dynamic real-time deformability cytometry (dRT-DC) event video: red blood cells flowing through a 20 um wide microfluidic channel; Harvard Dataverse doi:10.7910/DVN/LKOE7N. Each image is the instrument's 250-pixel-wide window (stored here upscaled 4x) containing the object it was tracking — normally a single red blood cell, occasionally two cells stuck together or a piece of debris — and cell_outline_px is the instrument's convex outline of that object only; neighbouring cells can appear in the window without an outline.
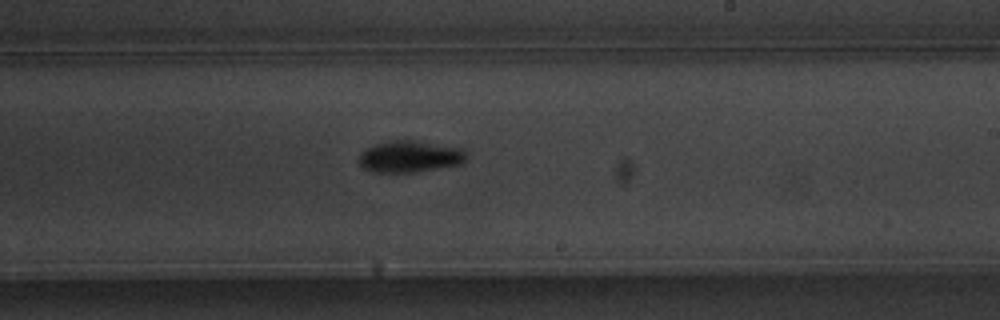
{"species": "common noctule bat (a hibernating species)", "species_latin": "Nyctalus noctula", "temperature_condition": "warm", "stored_images_in_passage": 38, "camera_frame_rate_fps": 3000, "um_per_image_px": 0.085, "animal": {"sex": "male", "body_mass_g": 20.1, "forearm_length_mm": 53.5}, "frame": {"image": 1, "passage_image": 16, "time_ms": 5.0, "image_size_px": [1000, 320], "cell_outline_px": [[468, 152], [464, 160], [460, 164], [416, 172], [372, 172], [364, 168], [360, 164], [360, 152], [376, 144], [388, 140], [416, 140], [460, 148]], "centroid_in_image_um": [34.83, 13.3], "position_along_channel_um": 254.2, "area_um2": 19.71}}
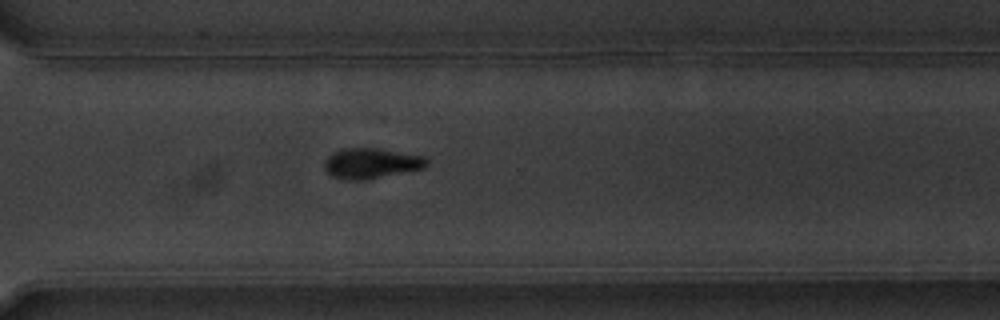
{"frame": {"image": 2, "passage_image": 23, "time_ms": 7.333, "image_size_px": [1000, 320], "cell_outline_px": [[428, 164], [424, 168], [368, 180], [348, 180], [332, 176], [324, 168], [324, 160], [332, 152], [344, 148], [380, 148], [424, 156], [428, 160]], "centroid_in_image_um": [31.55, 13.88], "position_along_channel_um": 339.0, "area_um2": 18.32}}
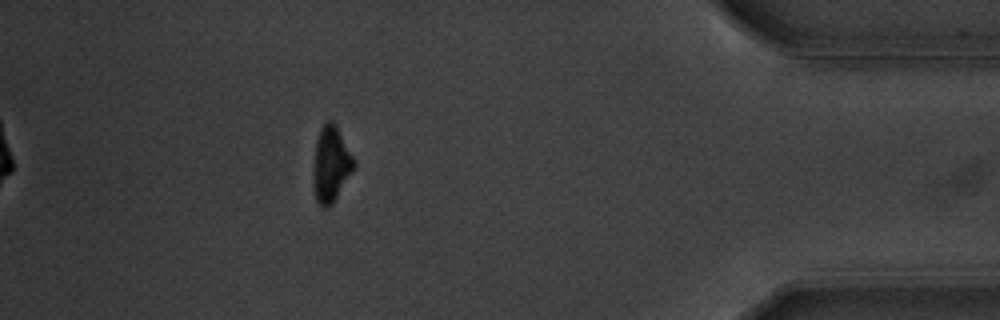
{"frame": {"image": 3, "passage_image": 32, "time_ms": 10.333, "image_size_px": [1000, 320], "cell_outline_px": [[356, 168], [332, 204], [328, 208], [324, 208], [316, 200], [312, 184], [312, 176], [316, 140], [320, 128], [328, 120], [332, 120], [336, 124], [356, 160]], "centroid_in_image_um": [28.15, 13.96], "position_along_channel_um": 407.1, "area_um2": 18.44}, "authors_computed_cell_mechanics": {"area_um2": 18.5538, "velocity_mm_per_s": 3.6475, "shape_relaxation_time_tau1_ms": 1.6484, "shape_relaxation_time_tau2_ms": null, "deformation_change_tau1": 0.1661, "deformation_change_tau2": null}}